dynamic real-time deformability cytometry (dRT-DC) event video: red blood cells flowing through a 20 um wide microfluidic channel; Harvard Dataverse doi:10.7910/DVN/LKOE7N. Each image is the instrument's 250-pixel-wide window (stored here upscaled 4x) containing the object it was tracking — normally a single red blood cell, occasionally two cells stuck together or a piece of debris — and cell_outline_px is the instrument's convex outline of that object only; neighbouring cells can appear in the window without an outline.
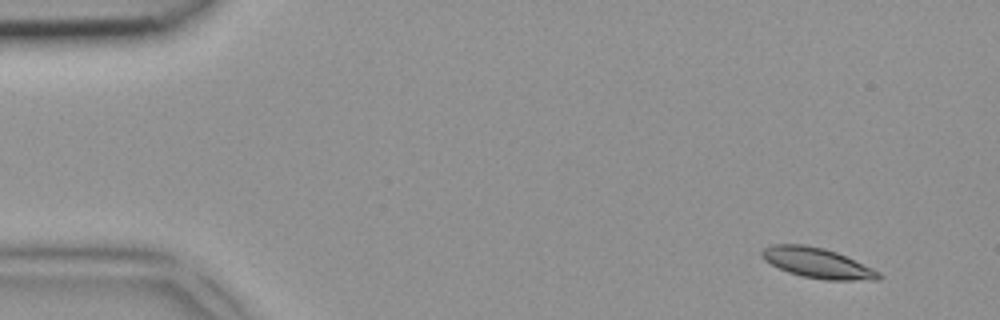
{"species": "common noctule bat (a hibernating species)", "species_latin": "Nyctalus noctula", "temperature_condition": "room temperature", "stored_images_in_passage": 4, "camera_frame_rate_fps": 3000, "um_per_image_px": 0.085, "animal": {"sex": "female", "body_mass_g": 18.4}, "frame": {"image": 1, "passage_image": 1, "time_ms": 0.0, "image_size_px": [1000, 320], "cell_outline_px": [[884, 276], [880, 280], [824, 280], [804, 276], [788, 272], [764, 260], [760, 252], [764, 248], [772, 244], [804, 244], [824, 248], [836, 252], [872, 268], [880, 272]], "centroid_in_image_um": [69.5, 22.35], "position_along_channel_um": 15.5, "area_um2": 20.46}}
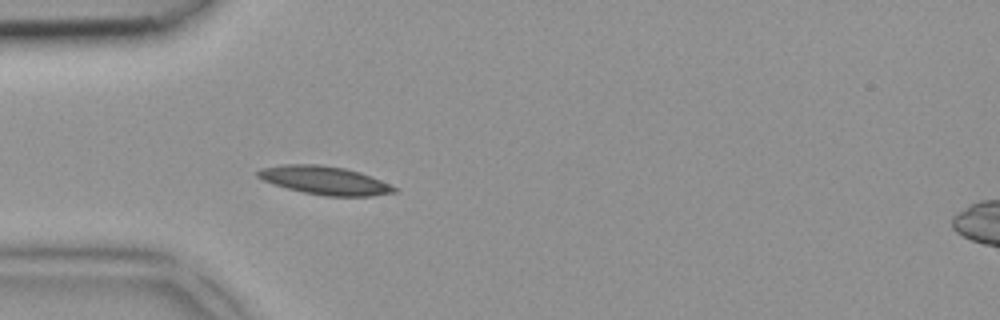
{"frame": {"image": 2, "passage_image": 4, "time_ms": 1.0, "image_size_px": [1000, 320], "cell_outline_px": [[396, 192], [372, 196], [324, 196], [304, 192], [288, 188], [264, 180], [256, 176], [256, 172], [260, 168], [284, 164], [320, 164], [344, 168], [360, 172], [380, 180], [396, 188]], "centroid_in_image_um": [27.58, 15.32], "position_along_channel_um": 57.4, "area_um2": 22.31}}